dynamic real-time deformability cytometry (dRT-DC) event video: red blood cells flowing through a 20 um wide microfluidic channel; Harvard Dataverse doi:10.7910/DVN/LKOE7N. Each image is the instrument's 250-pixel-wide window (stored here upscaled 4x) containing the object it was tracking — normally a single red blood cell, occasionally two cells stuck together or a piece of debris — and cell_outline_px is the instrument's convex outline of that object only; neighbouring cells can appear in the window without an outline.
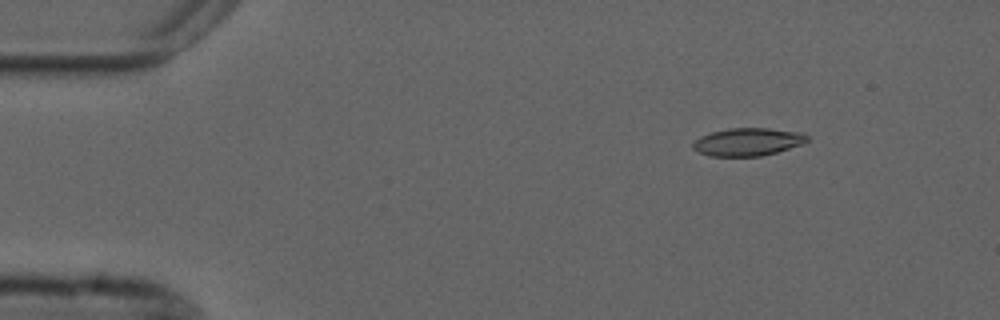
{"species": "common noctule bat (a hibernating species)", "species_latin": "Nyctalus noctula", "temperature_condition": "cold", "stored_images_in_passage": 8, "camera_frame_rate_fps": 3000, "um_per_image_px": 0.085, "animal": {"sex": "male", "forearm_length_mm": 52.5}, "frame": {"image": 1, "passage_image": 1, "time_ms": 0.0, "image_size_px": [1000, 320], "cell_outline_px": [[808, 140], [800, 144], [776, 152], [760, 156], [708, 156], [692, 148], [692, 144], [700, 136], [712, 132], [728, 128], [768, 128], [800, 132], [808, 136]], "centroid_in_image_um": [63.53, 12.05], "position_along_channel_um": 21.5, "area_um2": 18.32}}
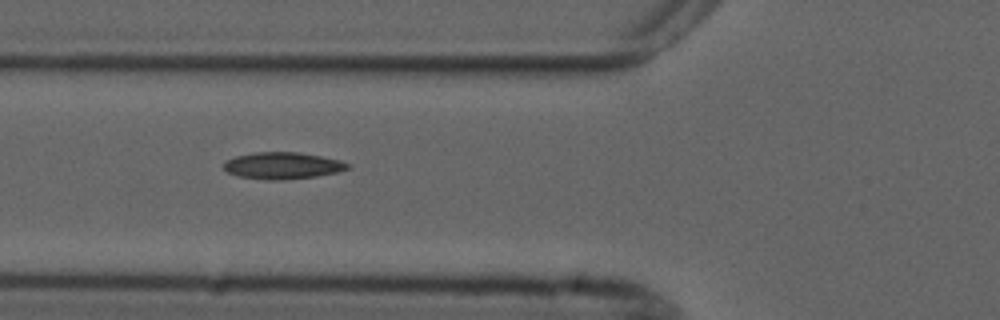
{"frame": {"image": 2, "passage_image": 5, "time_ms": 4.333, "image_size_px": [1000, 320], "cell_outline_px": [[352, 164], [348, 168], [336, 172], [316, 176], [276, 180], [268, 180], [236, 176], [228, 172], [224, 168], [224, 160], [236, 156], [256, 152], [296, 152], [320, 156], [340, 160]], "centroid_in_image_um": [23.99, 14.07], "position_along_channel_um": 101.8, "area_um2": 19.19}}
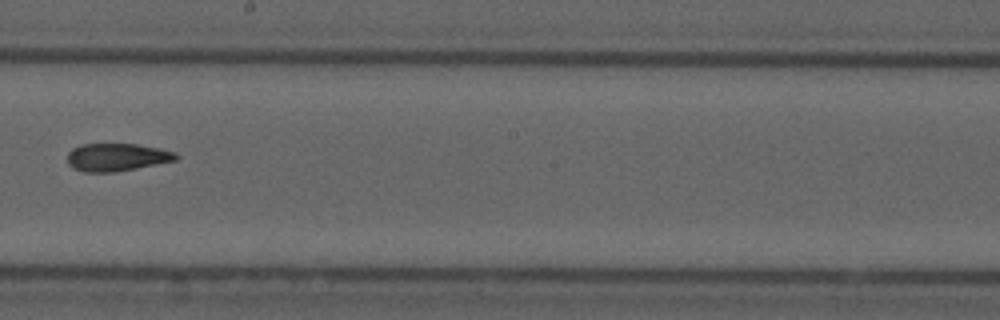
{"frame": {"image": 3, "passage_image": 8, "time_ms": 8.0, "image_size_px": [1000, 320], "cell_outline_px": [[180, 156], [176, 160], [112, 172], [84, 172], [72, 168], [68, 164], [68, 152], [72, 148], [80, 144], [136, 144], [160, 148], [176, 152]], "centroid_in_image_um": [9.91, 13.35], "position_along_channel_um": 238.3, "area_um2": 17.51}}